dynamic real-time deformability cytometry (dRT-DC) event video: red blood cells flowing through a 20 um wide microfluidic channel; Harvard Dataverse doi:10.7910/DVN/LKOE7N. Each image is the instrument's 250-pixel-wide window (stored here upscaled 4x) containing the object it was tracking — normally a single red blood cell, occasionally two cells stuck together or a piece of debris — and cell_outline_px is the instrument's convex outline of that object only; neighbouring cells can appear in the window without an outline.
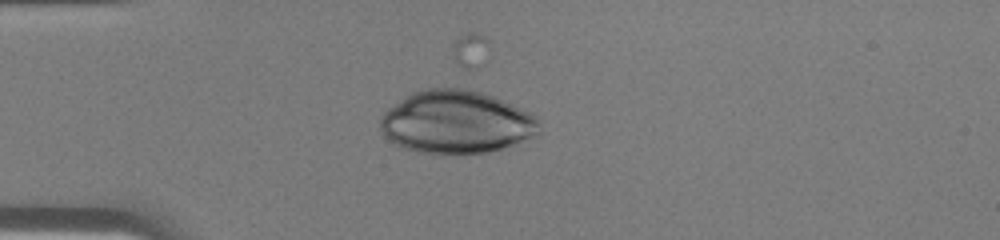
{"species": "human", "species_latin": "Homo sapiens", "temperature_condition": "warm", "stored_images_in_passage": 40, "segment_of_instrument_passage": [2, 3], "camera_frame_rate_fps": 3000, "um_per_image_px": 0.085, "donor": {"sex": "male"}, "frame": {"image": 1, "passage_image": 13, "time_ms": 4.0, "image_size_px": [1000, 240], "cell_outline_px": [[528, 120], [520, 120], [388, 116], [392, 112], [408, 100], [416, 96], [428, 92], [452, 92], [472, 96], [488, 100], [508, 108]], "centroid_in_image_um": [38.59, 9.14], "position_along_channel_um": 46.4, "area_um2": 17.74}}